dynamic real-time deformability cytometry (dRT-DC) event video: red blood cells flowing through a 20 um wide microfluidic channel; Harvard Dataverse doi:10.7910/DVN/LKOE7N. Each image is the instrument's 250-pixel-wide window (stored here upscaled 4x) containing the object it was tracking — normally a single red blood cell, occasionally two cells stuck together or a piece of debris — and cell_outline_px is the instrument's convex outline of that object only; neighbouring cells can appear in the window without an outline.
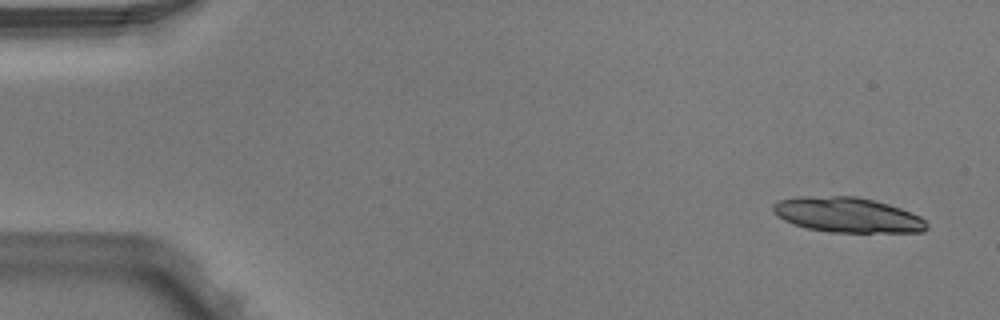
{"species": "Egyptian fruit bat (a non-hibernating species)", "species_latin": "Rousettus aegyptiacus", "temperature_condition": "warm", "stored_images_in_passage": 5, "camera_frame_rate_fps": 3000, "um_per_image_px": 0.085, "animal": {"sex": "male"}, "frame": {"image": 1, "passage_image": 1, "time_ms": 0.0, "image_size_px": [1000, 320], "cell_outline_px": [[928, 228], [924, 232], [828, 232], [808, 228], [784, 220], [776, 216], [772, 212], [772, 204], [780, 200], [800, 196], [856, 196], [888, 204], [912, 212], [920, 216], [928, 224]], "centroid_in_image_um": [72.03, 18.27], "position_along_channel_um": 13.0, "area_um2": 31.44}}
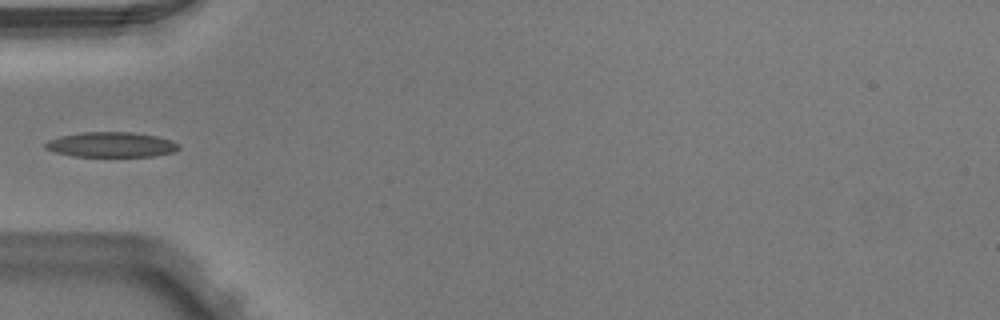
{"frame": {"image": 2, "passage_image": 5, "time_ms": 1.333, "image_size_px": [1000, 320], "cell_outline_px": [[180, 148], [176, 152], [152, 156], [72, 156], [56, 152], [44, 148], [44, 144], [48, 140], [60, 136], [80, 132], [132, 132], [156, 136], [172, 140], [180, 144]], "centroid_in_image_um": [9.48, 12.29], "position_along_channel_um": 75.5, "area_um2": 19.59}}